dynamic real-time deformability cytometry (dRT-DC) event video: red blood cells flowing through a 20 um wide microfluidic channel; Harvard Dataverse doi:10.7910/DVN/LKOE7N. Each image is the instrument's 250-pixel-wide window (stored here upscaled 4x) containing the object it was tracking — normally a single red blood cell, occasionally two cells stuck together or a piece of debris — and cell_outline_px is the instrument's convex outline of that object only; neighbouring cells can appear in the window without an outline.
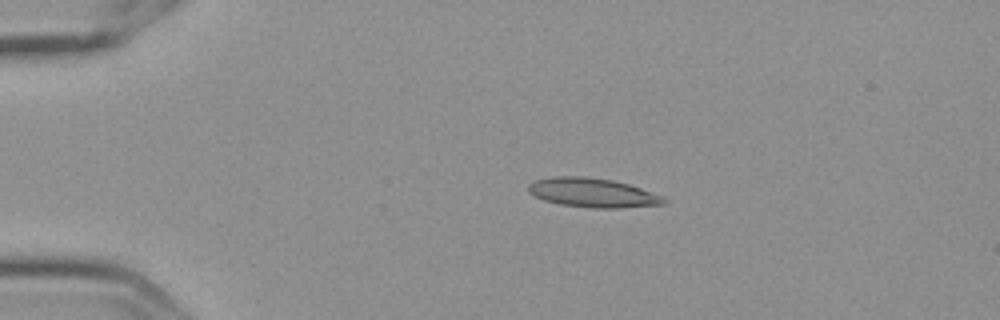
{"species": "Egyptian fruit bat (a non-hibernating species)", "species_latin": "Rousettus aegyptiacus", "temperature_condition": "cold", "stored_images_in_passage": 10, "camera_frame_rate_fps": 3000, "um_per_image_px": 0.085, "frame": {"image": 1, "passage_image": 2, "time_ms": 0.333, "image_size_px": [1000, 320], "cell_outline_px": [[668, 200], [664, 204], [620, 208], [592, 208], [560, 204], [544, 200], [528, 192], [528, 184], [536, 180], [552, 176], [584, 176], [612, 180], [628, 184], [664, 196]], "centroid_in_image_um": [50.38, 16.38], "position_along_channel_um": 34.6, "area_um2": 23.06}}
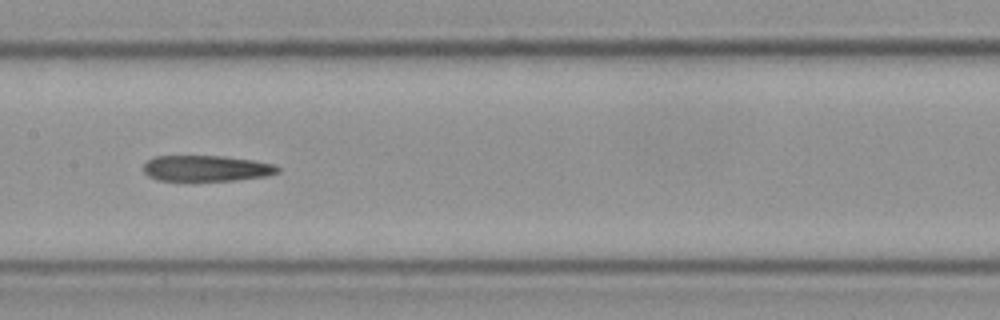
{"frame": {"image": 2, "passage_image": 7, "time_ms": 2.0, "image_size_px": [1000, 320], "cell_outline_px": [[280, 172], [264, 176], [232, 180], [156, 180], [148, 176], [144, 172], [144, 164], [152, 156], [224, 156], [252, 160], [272, 164], [280, 168]], "centroid_in_image_um": [17.5, 14.3], "position_along_channel_um": 189.9, "area_um2": 20.06}}
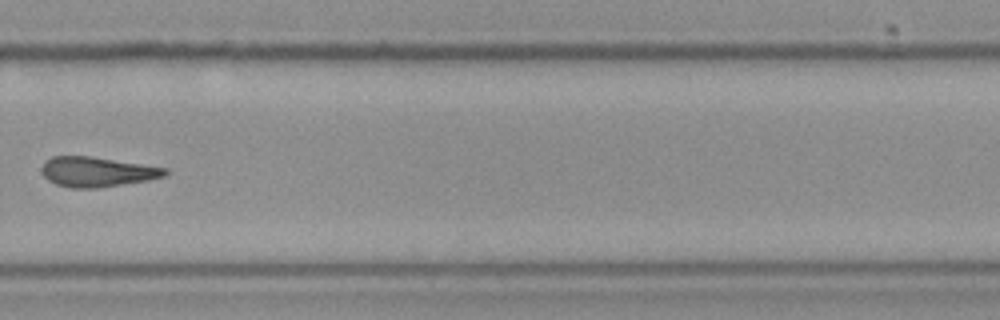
{"frame": {"image": 3, "passage_image": 10, "time_ms": 3.0, "image_size_px": [1000, 320], "cell_outline_px": [[168, 172], [164, 176], [148, 180], [96, 188], [72, 188], [56, 184], [48, 180], [44, 176], [40, 168], [44, 160], [52, 156], [92, 156], [168, 168]], "centroid_in_image_um": [8.21, 14.59], "position_along_channel_um": 321.6, "area_um2": 21.56}}